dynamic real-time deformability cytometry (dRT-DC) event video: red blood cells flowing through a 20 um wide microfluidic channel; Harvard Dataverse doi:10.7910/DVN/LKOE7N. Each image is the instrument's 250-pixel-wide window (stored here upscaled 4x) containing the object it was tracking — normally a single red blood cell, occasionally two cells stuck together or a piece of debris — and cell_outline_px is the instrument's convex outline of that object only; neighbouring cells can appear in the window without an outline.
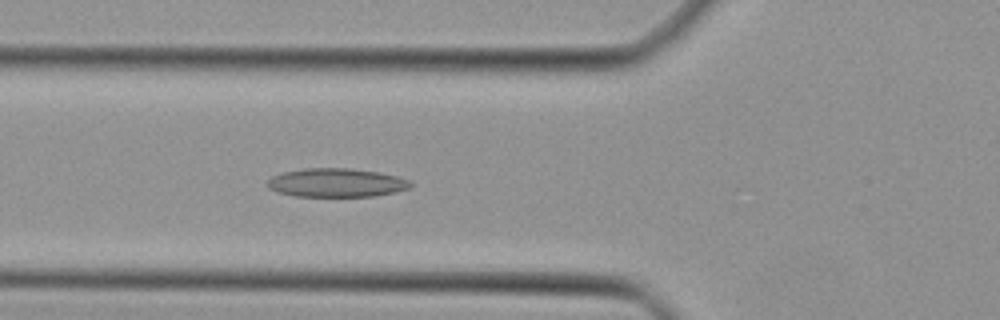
{"species": "Egyptian fruit bat (a non-hibernating species)", "species_latin": "Rousettus aegyptiacus", "temperature_condition": "cold", "stored_images_in_passage": 40, "camera_frame_rate_fps": 3000, "um_per_image_px": 0.085, "animal": {"sex": "female"}, "frame": {"image": 1, "passage_image": 14, "time_ms": 4.333, "image_size_px": [1000, 320], "cell_outline_px": [[412, 184], [408, 188], [396, 192], [372, 196], [296, 196], [276, 192], [268, 188], [268, 180], [272, 176], [284, 172], [304, 168], [352, 168], [376, 172], [396, 176], [408, 180]], "centroid_in_image_um": [28.56, 15.53], "position_along_channel_um": 97.2, "area_um2": 23.76}}
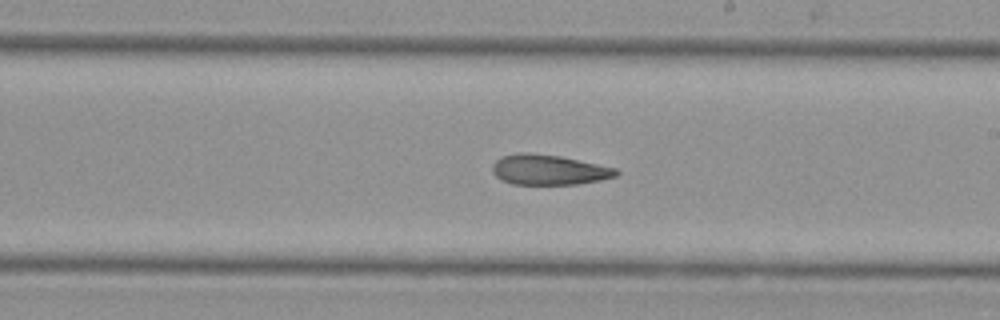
{"frame": {"image": 2, "passage_image": 24, "time_ms": 7.667, "image_size_px": [1000, 320], "cell_outline_px": [[620, 172], [616, 176], [600, 180], [576, 184], [512, 184], [500, 180], [492, 172], [492, 164], [500, 156], [520, 152], [528, 152], [560, 156], [616, 168]], "centroid_in_image_um": [46.6, 14.42], "position_along_channel_um": 242.4, "area_um2": 21.85}}
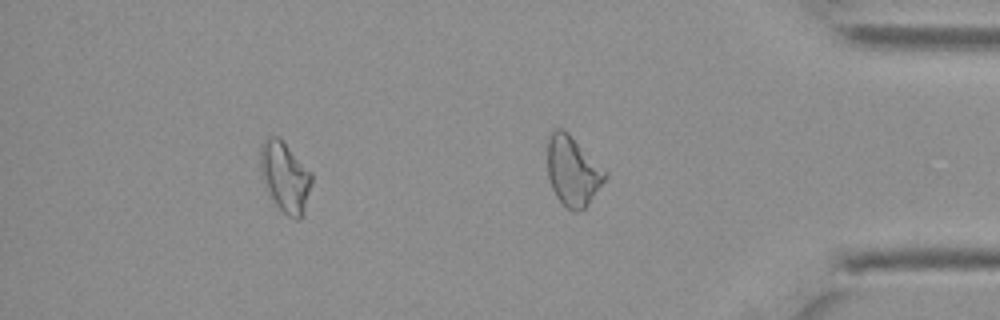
{"frame": {"image": 3, "passage_image": 35, "time_ms": 11.333, "image_size_px": [1000, 320], "cell_outline_px": [[312, 184], [300, 220], [296, 220], [288, 216], [276, 204], [268, 192], [260, 168], [260, 144], [268, 136], [276, 136], [312, 172]], "centroid_in_image_um": [24.23, 15.04], "position_along_channel_um": 411.0, "area_um2": 20.52}}